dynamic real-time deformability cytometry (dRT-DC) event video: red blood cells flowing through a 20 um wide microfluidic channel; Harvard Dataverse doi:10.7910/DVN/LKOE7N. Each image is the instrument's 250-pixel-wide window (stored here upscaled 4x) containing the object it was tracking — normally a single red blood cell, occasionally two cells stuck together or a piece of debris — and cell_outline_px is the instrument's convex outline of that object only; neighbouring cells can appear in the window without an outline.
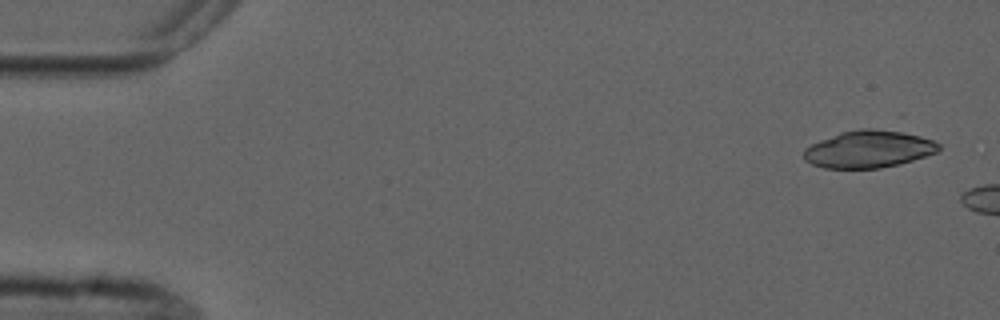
{"species": "common noctule bat (a hibernating species)", "species_latin": "Nyctalus noctula", "temperature_condition": "cold", "stored_images_in_passage": 2, "camera_frame_rate_fps": 3000, "um_per_image_px": 0.085, "animal": {"sex": "male", "forearm_length_mm": 52.5}, "frame": {"image": 1, "passage_image": 1, "time_ms": 0.0, "image_size_px": [1000, 320], "cell_outline_px": [[940, 148], [936, 152], [900, 164], [880, 168], [824, 168], [812, 164], [804, 160], [804, 148], [820, 140], [840, 132], [860, 128], [872, 128], [904, 132], [920, 136], [932, 140], [940, 144]], "centroid_in_image_um": [73.82, 12.67], "position_along_channel_um": 11.2, "area_um2": 29.25}}